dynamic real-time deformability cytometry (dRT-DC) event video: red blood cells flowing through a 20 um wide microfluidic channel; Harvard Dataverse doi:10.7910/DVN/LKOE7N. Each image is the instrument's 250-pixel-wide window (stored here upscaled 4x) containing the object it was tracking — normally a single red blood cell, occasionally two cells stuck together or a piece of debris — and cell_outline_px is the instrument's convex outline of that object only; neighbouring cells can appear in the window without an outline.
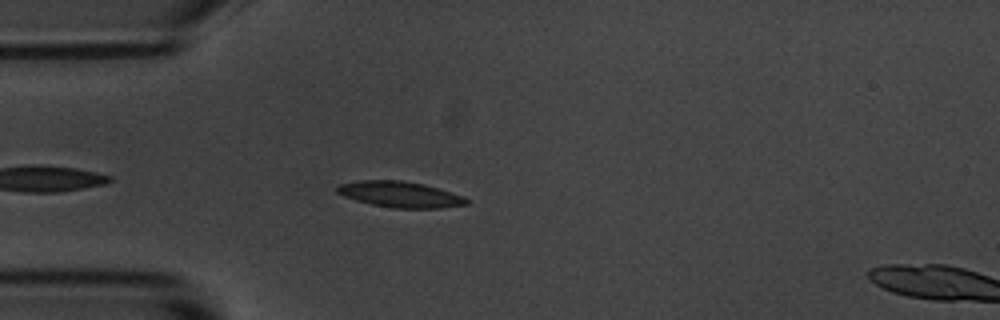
{"species": "common noctule bat (a hibernating species)", "species_latin": "Nyctalus noctula", "temperature_condition": "room temperature", "stored_images_in_passage": 5, "camera_frame_rate_fps": 3000, "um_per_image_px": 0.085, "animal": {"sex": "male", "body_mass_g": 20.1, "forearm_length_mm": 53.5}, "frame": {"image": 1, "passage_image": 4, "time_ms": 3.667, "image_size_px": [1000, 320], "cell_outline_px": [[472, 200], [468, 204], [440, 208], [392, 208], [372, 204], [356, 200], [344, 196], [336, 192], [336, 188], [340, 184], [360, 180], [400, 180], [424, 184], [464, 196]], "centroid_in_image_um": [34.04, 16.52], "position_along_channel_um": 51.0, "area_um2": 19.54}}